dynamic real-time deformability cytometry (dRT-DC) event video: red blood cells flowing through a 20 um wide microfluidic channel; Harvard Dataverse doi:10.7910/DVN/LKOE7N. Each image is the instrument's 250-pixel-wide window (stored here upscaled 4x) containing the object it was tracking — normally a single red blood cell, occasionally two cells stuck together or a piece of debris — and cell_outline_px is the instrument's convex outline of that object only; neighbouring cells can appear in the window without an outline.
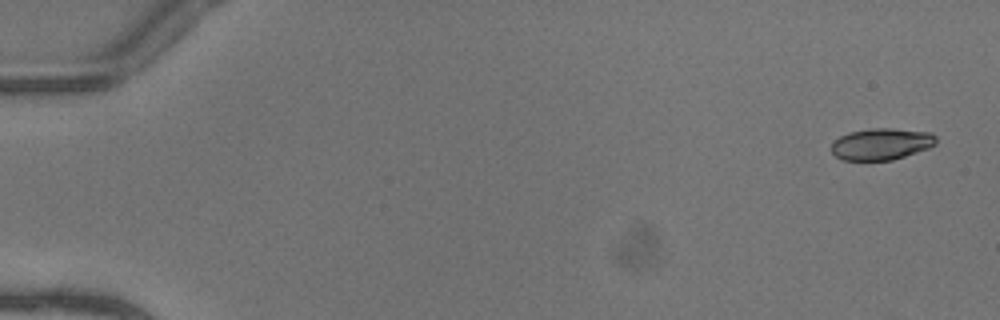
{"species": "common noctule bat (a hibernating species)", "species_latin": "Nyctalus noctula", "temperature_condition": "warm", "stored_images_in_passage": 26, "camera_frame_rate_fps": 3000, "um_per_image_px": 0.085, "animal": {"sex": "female"}, "frame": {"image": 1, "passage_image": 1, "time_ms": 0.0, "image_size_px": [1000, 320], "cell_outline_px": [[936, 144], [928, 148], [892, 160], [844, 160], [836, 156], [832, 152], [832, 144], [840, 136], [848, 132], [872, 128], [892, 128], [932, 132], [936, 136]], "centroid_in_image_um": [74.94, 12.23], "position_along_channel_um": 10.1, "area_um2": 19.25}}
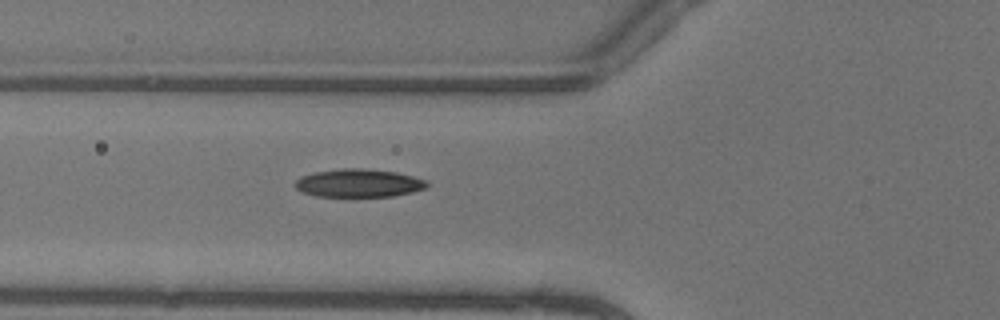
{"frame": {"image": 2, "passage_image": 19, "time_ms": 6.0, "image_size_px": [1000, 320], "cell_outline_px": [[428, 188], [412, 192], [392, 196], [316, 196], [304, 192], [296, 188], [292, 184], [300, 176], [316, 172], [340, 168], [360, 168], [396, 172], [412, 176], [424, 180], [428, 184]], "centroid_in_image_um": [30.47, 15.56], "position_along_channel_um": 95.3, "area_um2": 21.5}}
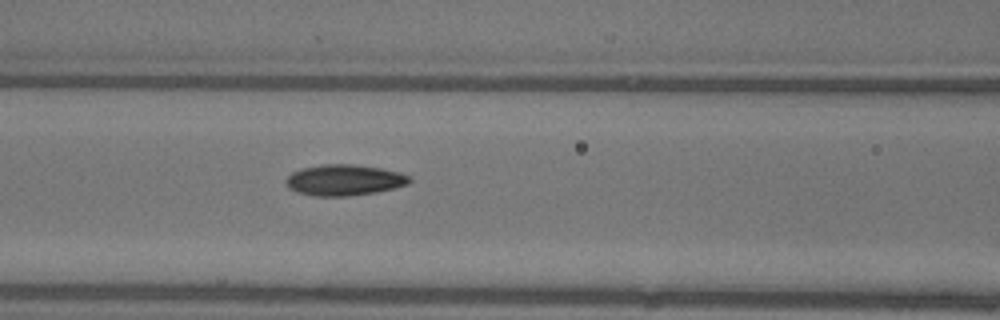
{"frame": {"image": 3, "passage_image": 22, "time_ms": 7.0, "image_size_px": [1000, 320], "cell_outline_px": [[412, 180], [408, 184], [376, 192], [348, 196], [316, 196], [300, 192], [288, 188], [284, 180], [292, 172], [300, 168], [324, 164], [352, 164], [380, 168], [400, 172], [408, 176]], "centroid_in_image_um": [29.24, 15.3], "position_along_channel_um": 137.4, "area_um2": 22.2}}